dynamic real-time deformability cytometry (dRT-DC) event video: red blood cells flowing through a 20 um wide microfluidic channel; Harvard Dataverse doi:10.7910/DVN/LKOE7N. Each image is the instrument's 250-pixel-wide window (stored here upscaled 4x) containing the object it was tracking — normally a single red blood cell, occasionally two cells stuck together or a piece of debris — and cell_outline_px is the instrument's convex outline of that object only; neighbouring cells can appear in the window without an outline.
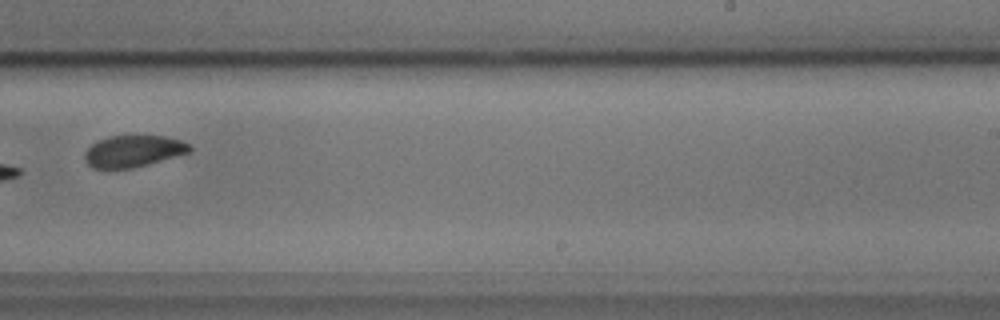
{"species": "common noctule bat (a hibernating species)", "species_latin": "Nyctalus noctula", "temperature_condition": "cold", "stored_images_in_passage": 9, "camera_frame_rate_fps": 3000, "um_per_image_px": 0.085, "animal": {"sex": "male", "body_mass_g": 17.9, "forearm_length_mm": 54.2}, "frame": {"image": 1, "passage_image": 9, "time_ms": 10.667, "image_size_px": [1000, 320], "cell_outline_px": [[192, 152], [148, 164], [132, 168], [92, 168], [84, 160], [84, 152], [96, 140], [108, 136], [164, 136], [180, 140], [188, 144], [192, 148]], "centroid_in_image_um": [11.31, 12.85], "position_along_channel_um": 277.7, "area_um2": 19.42}}